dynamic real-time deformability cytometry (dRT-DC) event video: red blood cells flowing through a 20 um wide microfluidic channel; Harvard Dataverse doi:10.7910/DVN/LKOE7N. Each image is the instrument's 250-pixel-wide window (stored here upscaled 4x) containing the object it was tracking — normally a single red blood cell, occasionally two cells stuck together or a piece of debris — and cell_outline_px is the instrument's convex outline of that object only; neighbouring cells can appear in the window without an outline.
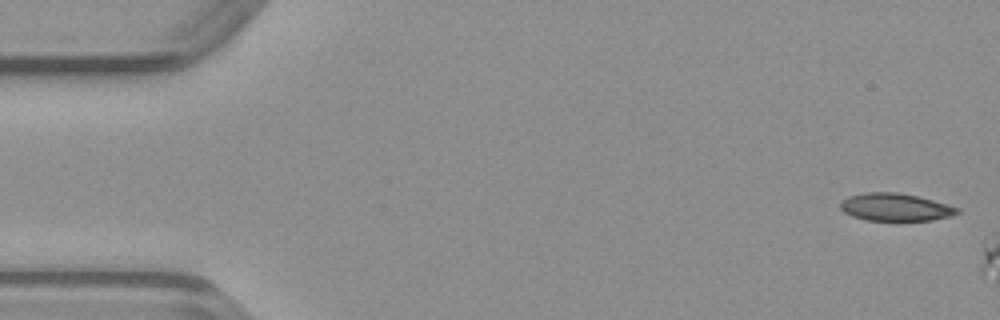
{"species": "common noctule bat (a hibernating species)", "species_latin": "Nyctalus noctula", "temperature_condition": "warm", "stored_images_in_passage": 5, "camera_frame_rate_fps": 3000, "um_per_image_px": 0.085, "animal": {"sex": "male", "body_mass_g": 23.1, "forearm_length_mm": 52.7}, "frame": {"image": 1, "passage_image": 1, "time_ms": 0.0, "image_size_px": [1000, 320], "cell_outline_px": [[960, 212], [952, 216], [932, 220], [868, 220], [852, 216], [844, 212], [840, 208], [840, 204], [848, 196], [864, 192], [896, 192], [916, 196], [948, 204], [960, 208]], "centroid_in_image_um": [76.12, 17.6], "position_along_channel_um": 8.9, "area_um2": 18.73}}